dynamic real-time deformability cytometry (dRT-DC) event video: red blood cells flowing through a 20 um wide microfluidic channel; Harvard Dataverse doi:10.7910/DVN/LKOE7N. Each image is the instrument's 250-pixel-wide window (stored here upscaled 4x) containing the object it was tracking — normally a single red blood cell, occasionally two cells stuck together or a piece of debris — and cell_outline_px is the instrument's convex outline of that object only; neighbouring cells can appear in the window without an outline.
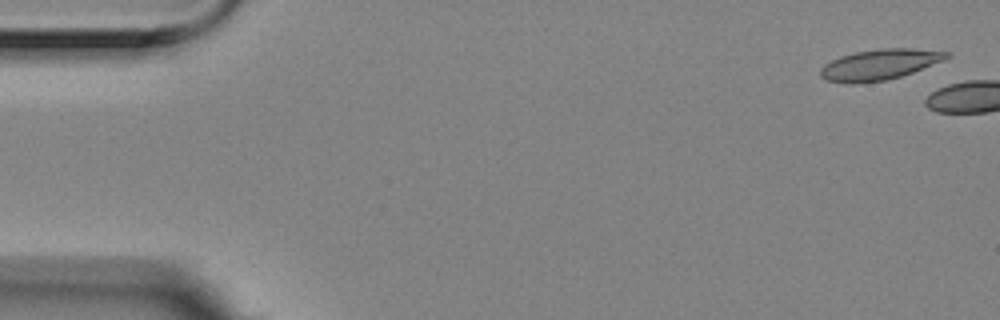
{"species": "Egyptian fruit bat (a non-hibernating species)", "species_latin": "Rousettus aegyptiacus", "temperature_condition": "room temperature", "stored_images_in_passage": 3, "camera_frame_rate_fps": 3000, "um_per_image_px": 0.085, "animal": {"sex": "female"}, "frame": {"image": 1, "passage_image": 1, "time_ms": 0.0, "image_size_px": [1000, 320], "cell_outline_px": [[952, 56], [944, 60], [912, 72], [900, 76], [884, 80], [856, 84], [848, 84], [824, 80], [820, 76], [820, 68], [824, 64], [840, 56], [856, 52], [880, 48], [912, 48], [952, 52]], "centroid_in_image_um": [74.75, 5.48], "position_along_channel_um": 10.3, "area_um2": 22.66}}